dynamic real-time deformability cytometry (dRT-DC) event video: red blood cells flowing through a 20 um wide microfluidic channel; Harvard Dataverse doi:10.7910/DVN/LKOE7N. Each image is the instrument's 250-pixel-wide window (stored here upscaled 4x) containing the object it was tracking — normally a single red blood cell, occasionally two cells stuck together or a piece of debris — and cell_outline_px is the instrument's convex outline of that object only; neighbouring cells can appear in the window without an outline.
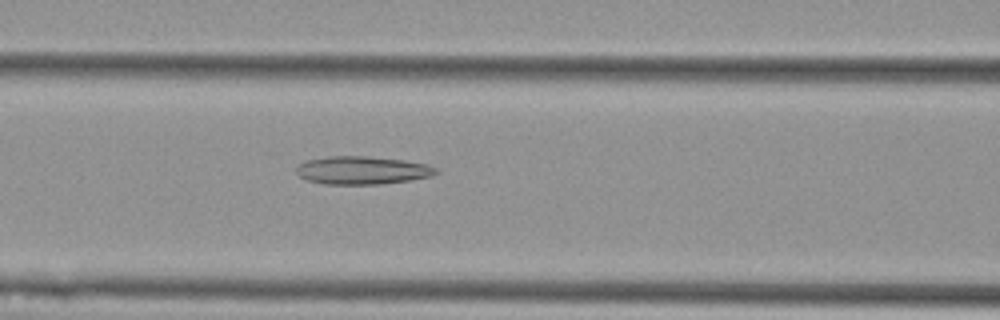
{"species": "Egyptian fruit bat (a non-hibernating species)", "species_latin": "Rousettus aegyptiacus", "temperature_condition": "cold", "stored_images_in_passage": 43, "camera_frame_rate_fps": 3000, "um_per_image_px": 0.085, "animal": {"sex": "female"}, "frame": {"image": 1, "passage_image": 17, "time_ms": 5.333, "image_size_px": [1000, 320], "cell_outline_px": [[440, 172], [432, 176], [408, 180], [380, 184], [324, 184], [308, 180], [300, 176], [296, 172], [296, 168], [300, 164], [308, 160], [328, 156], [368, 156], [404, 160], [428, 164], [436, 168]], "centroid_in_image_um": [30.82, 14.47], "position_along_channel_um": 135.8, "area_um2": 22.77}}
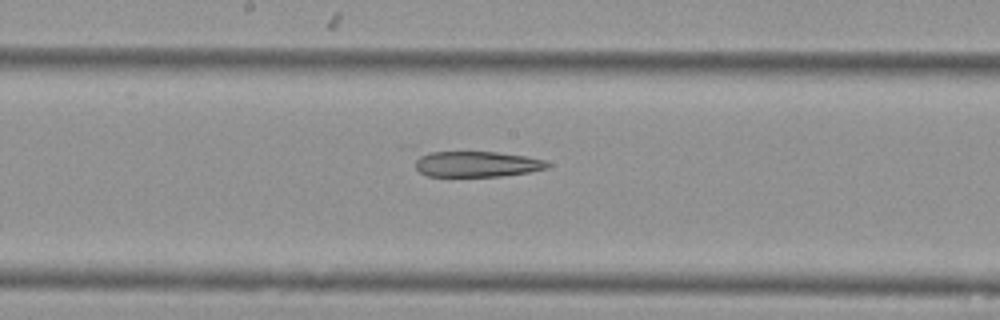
{"frame": {"image": 2, "passage_image": 23, "time_ms": 7.333, "image_size_px": [1000, 320], "cell_outline_px": [[552, 164], [548, 168], [528, 172], [500, 176], [428, 176], [420, 172], [416, 168], [416, 160], [420, 156], [428, 152], [496, 152], [524, 156], [544, 160]], "centroid_in_image_um": [40.54, 13.95], "position_along_channel_um": 207.7, "area_um2": 19.59}}
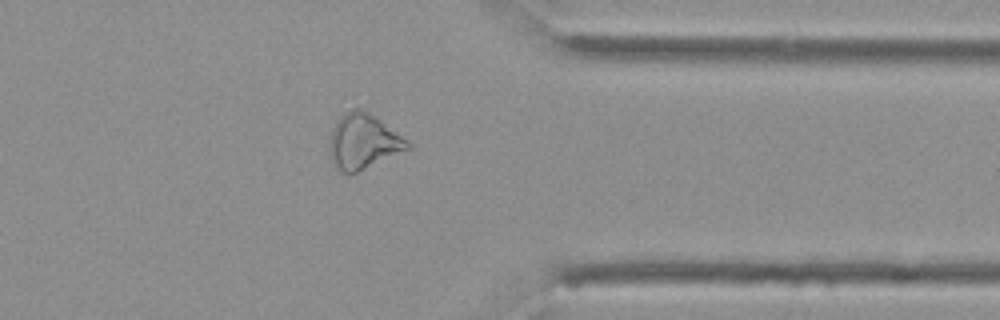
{"frame": {"image": 3, "passage_image": 38, "time_ms": 12.333, "image_size_px": [1000, 320], "cell_outline_px": [[412, 148], [356, 172], [340, 172], [332, 164], [328, 156], [328, 144], [332, 128], [340, 116], [344, 112], [352, 108], [364, 108], [412, 144]], "centroid_in_image_um": [30.83, 12.02], "position_along_channel_um": 380.6, "area_um2": 25.26}}